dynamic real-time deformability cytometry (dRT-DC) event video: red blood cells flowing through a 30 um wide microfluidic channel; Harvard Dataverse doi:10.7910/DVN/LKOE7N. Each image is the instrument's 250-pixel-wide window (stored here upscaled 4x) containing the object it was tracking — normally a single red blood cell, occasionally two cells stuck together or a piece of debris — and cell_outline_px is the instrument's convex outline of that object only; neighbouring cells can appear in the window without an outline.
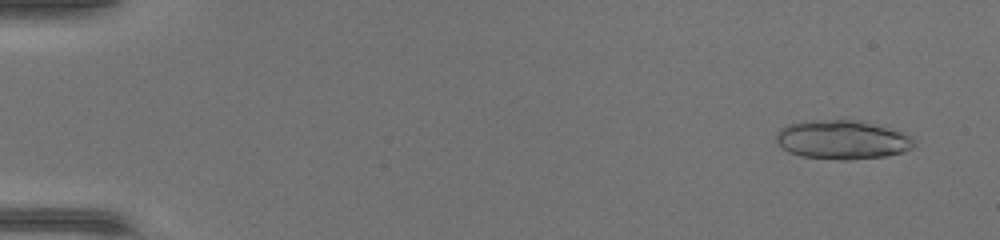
{"species": "common noctule bat (a hibernating species)", "species_latin": "Nyctalus noctula", "temperature_condition": "warm", "stored_images_in_passage": 23, "segment_of_instrument_passage": [1, 2], "camera_frame_rate_fps": 3000, "um_per_image_px": 0.085, "animal": {"sex": "female", "body_mass_g": 17.0, "forearm_length_mm": 48.0}, "frame": {"image": 1, "passage_image": 3, "time_ms": 0.667, "image_size_px": [1000, 240], "cell_outline_px": [[912, 148], [904, 152], [888, 156], [848, 160], [840, 160], [800, 156], [788, 152], [776, 140], [776, 136], [780, 128], [788, 124], [804, 120], [860, 120], [900, 132], [908, 136], [912, 140]], "centroid_in_image_um": [71.54, 11.88], "position_along_channel_um": 13.5, "area_um2": 31.15}}
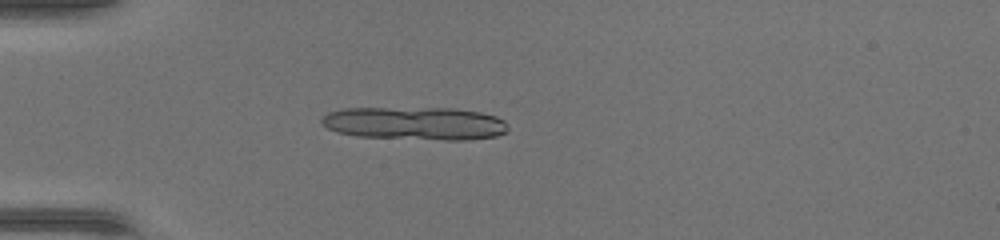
{"frame": {"image": 2, "passage_image": 14, "time_ms": 4.333, "image_size_px": [1000, 240], "cell_outline_px": [[508, 128], [504, 132], [496, 136], [464, 140], [444, 140], [356, 136], [336, 132], [328, 128], [320, 120], [328, 112], [344, 108], [448, 108], [480, 112], [496, 116], [504, 120]], "centroid_in_image_um": [35.26, 10.48], "position_along_channel_um": 49.7, "area_um2": 35.84}}